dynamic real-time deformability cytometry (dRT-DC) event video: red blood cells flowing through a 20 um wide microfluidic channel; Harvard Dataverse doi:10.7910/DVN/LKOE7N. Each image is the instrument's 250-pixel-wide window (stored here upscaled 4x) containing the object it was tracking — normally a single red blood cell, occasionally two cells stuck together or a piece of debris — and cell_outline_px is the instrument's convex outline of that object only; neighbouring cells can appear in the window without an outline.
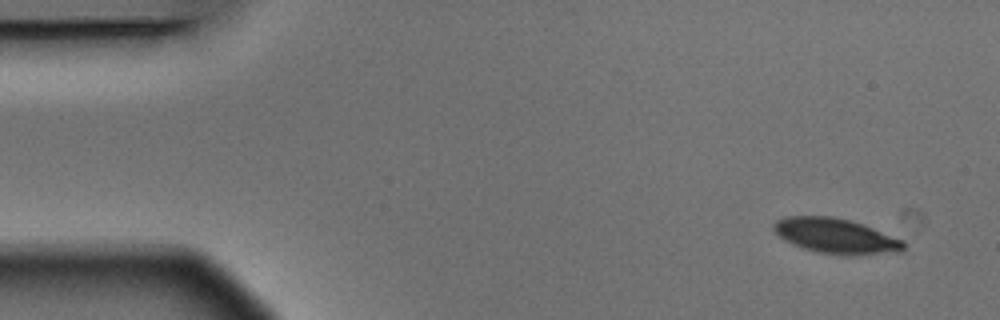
{"species": "Egyptian fruit bat (a non-hibernating species)", "species_latin": "Rousettus aegyptiacus", "temperature_condition": "warm", "stored_images_in_passage": 5, "camera_frame_rate_fps": 3000, "um_per_image_px": 0.085, "animal": {"sex": "male"}, "frame": {"image": 1, "passage_image": 1, "time_ms": 0.0, "image_size_px": [1000, 320], "cell_outline_px": [[904, 252], [852, 256], [844, 256], [816, 252], [792, 244], [784, 240], [772, 228], [772, 224], [776, 220], [784, 216], [832, 216], [852, 220], [864, 224], [904, 240]], "centroid_in_image_um": [71.08, 20.06], "position_along_channel_um": 13.9, "area_um2": 27.17}}
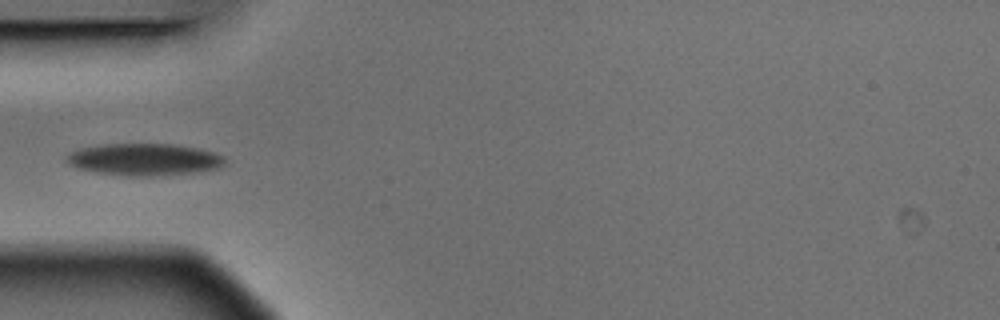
{"frame": {"image": 2, "passage_image": 5, "time_ms": 1.333, "image_size_px": [1000, 320], "cell_outline_px": [[228, 164], [220, 168], [196, 172], [152, 176], [124, 176], [96, 172], [76, 168], [68, 164], [64, 160], [64, 156], [68, 152], [80, 148], [104, 144], [172, 144], [200, 148], [224, 156]], "centroid_in_image_um": [12.25, 13.56], "position_along_channel_um": 72.8, "area_um2": 30.0}}